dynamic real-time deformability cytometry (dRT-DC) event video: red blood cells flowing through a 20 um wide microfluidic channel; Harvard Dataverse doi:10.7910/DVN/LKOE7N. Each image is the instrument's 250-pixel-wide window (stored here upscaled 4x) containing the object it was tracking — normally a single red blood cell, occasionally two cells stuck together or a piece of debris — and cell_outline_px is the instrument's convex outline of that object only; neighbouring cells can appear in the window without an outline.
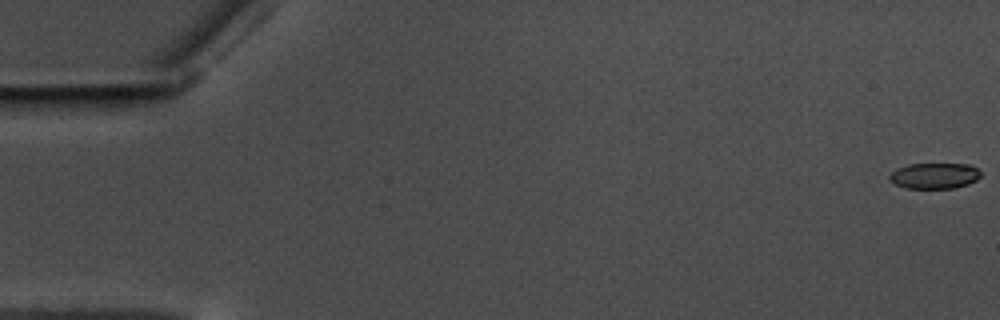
{"species": "common noctule bat (a hibernating species)", "species_latin": "Nyctalus noctula", "temperature_condition": "warm", "stored_images_in_passage": 59, "camera_frame_rate_fps": 3000, "um_per_image_px": 0.085, "animal": {"sex": "male", "body_mass_g": 17.5, "forearm_length_mm": 52.3}, "frame": {"image": 1, "passage_image": 1, "time_ms": 0.0, "image_size_px": [1000, 320], "cell_outline_px": [[980, 176], [976, 180], [968, 184], [952, 188], [904, 188], [888, 180], [888, 176], [896, 168], [908, 164], [972, 164], [980, 172]], "centroid_in_image_um": [79.4, 14.93], "position_along_channel_um": 5.6, "area_um2": 13.76}}
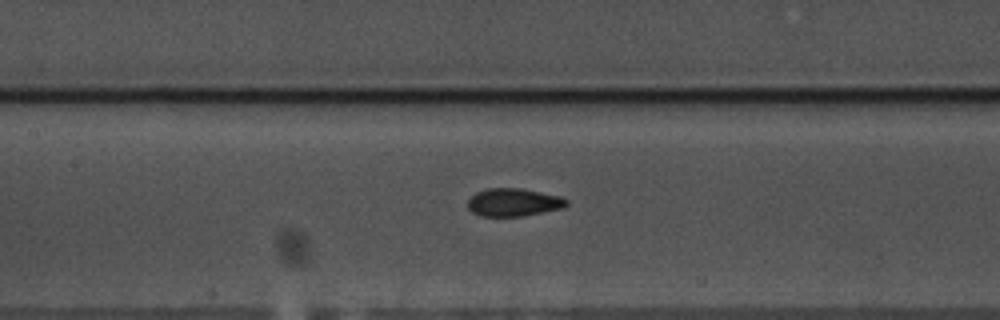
{"frame": {"image": 2, "passage_image": 28, "time_ms": 9.0, "image_size_px": [1000, 320], "cell_outline_px": [[568, 204], [564, 208], [524, 216], [480, 216], [472, 212], [468, 208], [468, 200], [476, 192], [488, 188], [520, 188], [560, 196], [568, 200]], "centroid_in_image_um": [43.66, 17.2], "position_along_channel_um": 163.7, "area_um2": 16.13}}
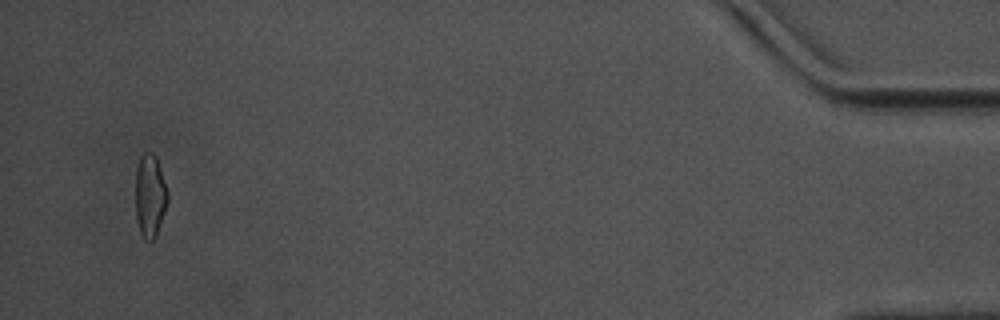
{"frame": {"image": 3, "passage_image": 57, "time_ms": 18.667, "image_size_px": [1000, 320], "cell_outline_px": [[168, 200], [156, 236], [152, 240], [144, 240], [140, 232], [136, 216], [136, 168], [140, 156], [144, 152], [152, 152], [156, 156], [168, 192]], "centroid_in_image_um": [12.74, 16.62], "position_along_channel_um": 422.5, "area_um2": 15.49}, "authors_computed_cell_mechanics": {"area_um2": 15.7216, "velocity_mm_per_s": 3.5333, "shape_relaxation_time_tau1_ms": null, "shape_relaxation_time_tau2_ms": 1.6181, "deformation_change_tau1": null, "deformation_change_tau2": 0.0555}}